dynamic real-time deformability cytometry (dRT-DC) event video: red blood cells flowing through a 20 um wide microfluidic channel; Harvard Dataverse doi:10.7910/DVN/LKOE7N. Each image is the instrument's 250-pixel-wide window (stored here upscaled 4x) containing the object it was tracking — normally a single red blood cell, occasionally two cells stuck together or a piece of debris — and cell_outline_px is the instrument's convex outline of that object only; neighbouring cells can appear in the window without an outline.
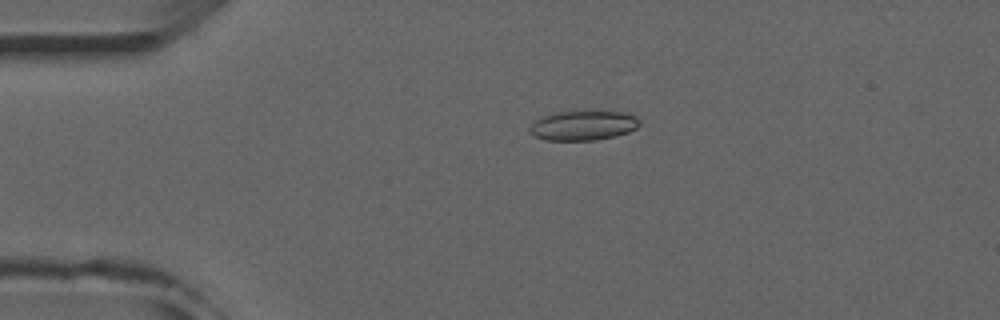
{"species": "common noctule bat (a hibernating species)", "species_latin": "Nyctalus noctula", "temperature_condition": "room temperature", "stored_images_in_passage": 43, "camera_frame_rate_fps": 3000, "um_per_image_px": 0.085, "animal": {"sex": "male", "forearm_length_mm": 52.5}, "frame": {"image": 1, "passage_image": 3, "time_ms": 0.667, "image_size_px": [1000, 320], "cell_outline_px": [[640, 124], [636, 128], [628, 132], [616, 136], [596, 140], [544, 140], [532, 136], [528, 132], [528, 128], [536, 120], [544, 116], [556, 112], [628, 112], [636, 116], [640, 120]], "centroid_in_image_um": [49.57, 10.68], "position_along_channel_um": 35.4, "area_um2": 19.02}}
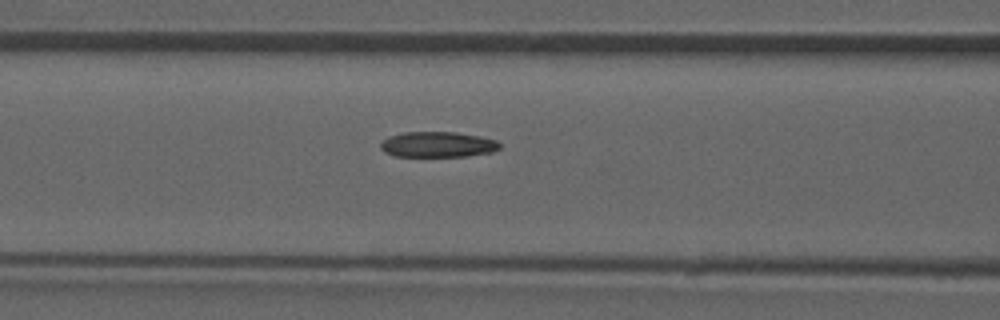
{"frame": {"image": 2, "passage_image": 13, "time_ms": 4.0, "image_size_px": [1000, 320], "cell_outline_px": [[500, 148], [492, 152], [464, 156], [396, 156], [384, 152], [380, 148], [380, 144], [388, 136], [404, 132], [456, 132], [480, 136], [496, 140], [500, 144]], "centroid_in_image_um": [37.2, 12.27], "position_along_channel_um": 129.4, "area_um2": 17.69}}
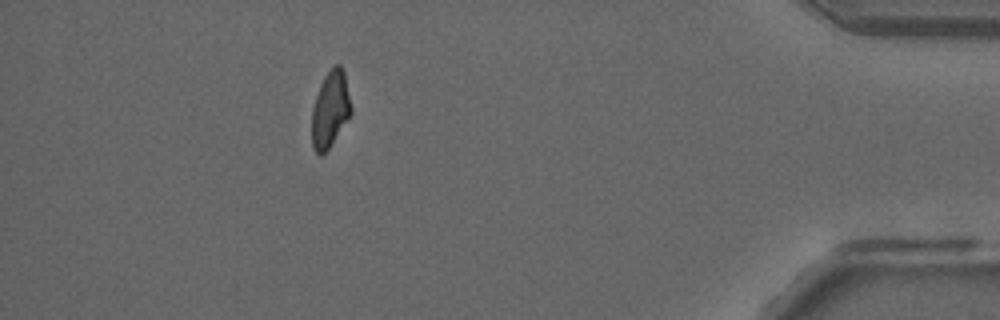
{"frame": {"image": 3, "passage_image": 38, "time_ms": 12.333, "image_size_px": [1000, 320], "cell_outline_px": [[352, 112], [328, 148], [320, 156], [312, 148], [312, 108], [320, 84], [324, 76], [332, 64], [340, 64], [344, 72], [352, 108]], "centroid_in_image_um": [28.06, 9.24], "position_along_channel_um": 407.1, "area_um2": 17.34}, "authors_computed_cell_mechanics": {"area_um2": 18.3226, "velocity_mm_per_s": 3.9801, "shape_relaxation_time_tau1_ms": null, "shape_relaxation_time_tau2_ms": 3.0191, "deformation_change_tau1": null, "deformation_change_tau2": 0.1005}}